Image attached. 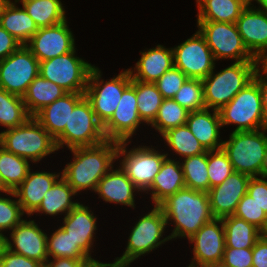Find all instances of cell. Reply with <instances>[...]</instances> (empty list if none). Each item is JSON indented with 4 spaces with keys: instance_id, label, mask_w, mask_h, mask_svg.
<instances>
[{
    "instance_id": "obj_27",
    "label": "cell",
    "mask_w": 267,
    "mask_h": 267,
    "mask_svg": "<svg viewBox=\"0 0 267 267\" xmlns=\"http://www.w3.org/2000/svg\"><path fill=\"white\" fill-rule=\"evenodd\" d=\"M186 187L181 161L166 157L152 185L145 191L151 194L153 204L159 206L169 196ZM152 190V191H151Z\"/></svg>"
},
{
    "instance_id": "obj_52",
    "label": "cell",
    "mask_w": 267,
    "mask_h": 267,
    "mask_svg": "<svg viewBox=\"0 0 267 267\" xmlns=\"http://www.w3.org/2000/svg\"><path fill=\"white\" fill-rule=\"evenodd\" d=\"M254 79L259 84L263 112L267 123V75L258 67Z\"/></svg>"
},
{
    "instance_id": "obj_18",
    "label": "cell",
    "mask_w": 267,
    "mask_h": 267,
    "mask_svg": "<svg viewBox=\"0 0 267 267\" xmlns=\"http://www.w3.org/2000/svg\"><path fill=\"white\" fill-rule=\"evenodd\" d=\"M9 236V239L5 236L4 244L11 252L37 260L42 265L50 259L47 253V234L34 220L24 219L11 230Z\"/></svg>"
},
{
    "instance_id": "obj_38",
    "label": "cell",
    "mask_w": 267,
    "mask_h": 267,
    "mask_svg": "<svg viewBox=\"0 0 267 267\" xmlns=\"http://www.w3.org/2000/svg\"><path fill=\"white\" fill-rule=\"evenodd\" d=\"M137 109L143 123L151 125L157 117L163 97L154 83L136 80Z\"/></svg>"
},
{
    "instance_id": "obj_49",
    "label": "cell",
    "mask_w": 267,
    "mask_h": 267,
    "mask_svg": "<svg viewBox=\"0 0 267 267\" xmlns=\"http://www.w3.org/2000/svg\"><path fill=\"white\" fill-rule=\"evenodd\" d=\"M252 267H267V237L264 234L252 248Z\"/></svg>"
},
{
    "instance_id": "obj_37",
    "label": "cell",
    "mask_w": 267,
    "mask_h": 267,
    "mask_svg": "<svg viewBox=\"0 0 267 267\" xmlns=\"http://www.w3.org/2000/svg\"><path fill=\"white\" fill-rule=\"evenodd\" d=\"M32 117L21 96L8 93L0 88V125L4 128H15Z\"/></svg>"
},
{
    "instance_id": "obj_50",
    "label": "cell",
    "mask_w": 267,
    "mask_h": 267,
    "mask_svg": "<svg viewBox=\"0 0 267 267\" xmlns=\"http://www.w3.org/2000/svg\"><path fill=\"white\" fill-rule=\"evenodd\" d=\"M21 45L11 34L0 26V61L7 58Z\"/></svg>"
},
{
    "instance_id": "obj_26",
    "label": "cell",
    "mask_w": 267,
    "mask_h": 267,
    "mask_svg": "<svg viewBox=\"0 0 267 267\" xmlns=\"http://www.w3.org/2000/svg\"><path fill=\"white\" fill-rule=\"evenodd\" d=\"M209 110L211 109L204 108L190 112L186 125L206 150H219L223 144L219 139V129L222 127L220 116L217 110H212V114Z\"/></svg>"
},
{
    "instance_id": "obj_45",
    "label": "cell",
    "mask_w": 267,
    "mask_h": 267,
    "mask_svg": "<svg viewBox=\"0 0 267 267\" xmlns=\"http://www.w3.org/2000/svg\"><path fill=\"white\" fill-rule=\"evenodd\" d=\"M187 78L188 77L180 69L173 66L154 84L161 93L163 99H170L176 95Z\"/></svg>"
},
{
    "instance_id": "obj_14",
    "label": "cell",
    "mask_w": 267,
    "mask_h": 267,
    "mask_svg": "<svg viewBox=\"0 0 267 267\" xmlns=\"http://www.w3.org/2000/svg\"><path fill=\"white\" fill-rule=\"evenodd\" d=\"M172 50L174 66L188 78L203 80L215 69L214 55L199 30Z\"/></svg>"
},
{
    "instance_id": "obj_9",
    "label": "cell",
    "mask_w": 267,
    "mask_h": 267,
    "mask_svg": "<svg viewBox=\"0 0 267 267\" xmlns=\"http://www.w3.org/2000/svg\"><path fill=\"white\" fill-rule=\"evenodd\" d=\"M106 140L90 101L84 97L70 113L64 131L55 139L57 149L94 146Z\"/></svg>"
},
{
    "instance_id": "obj_24",
    "label": "cell",
    "mask_w": 267,
    "mask_h": 267,
    "mask_svg": "<svg viewBox=\"0 0 267 267\" xmlns=\"http://www.w3.org/2000/svg\"><path fill=\"white\" fill-rule=\"evenodd\" d=\"M85 97V93H66L52 104L43 107L33 117L56 139L68 124L70 113Z\"/></svg>"
},
{
    "instance_id": "obj_20",
    "label": "cell",
    "mask_w": 267,
    "mask_h": 267,
    "mask_svg": "<svg viewBox=\"0 0 267 267\" xmlns=\"http://www.w3.org/2000/svg\"><path fill=\"white\" fill-rule=\"evenodd\" d=\"M248 51L259 60L267 52V14L246 6L235 22Z\"/></svg>"
},
{
    "instance_id": "obj_44",
    "label": "cell",
    "mask_w": 267,
    "mask_h": 267,
    "mask_svg": "<svg viewBox=\"0 0 267 267\" xmlns=\"http://www.w3.org/2000/svg\"><path fill=\"white\" fill-rule=\"evenodd\" d=\"M233 215L254 225L263 234L267 229V214L248 193L241 198Z\"/></svg>"
},
{
    "instance_id": "obj_22",
    "label": "cell",
    "mask_w": 267,
    "mask_h": 267,
    "mask_svg": "<svg viewBox=\"0 0 267 267\" xmlns=\"http://www.w3.org/2000/svg\"><path fill=\"white\" fill-rule=\"evenodd\" d=\"M60 174L62 173L31 172V169L29 170L27 177L14 190L25 214L28 216L33 215L40 206L44 194L62 176Z\"/></svg>"
},
{
    "instance_id": "obj_5",
    "label": "cell",
    "mask_w": 267,
    "mask_h": 267,
    "mask_svg": "<svg viewBox=\"0 0 267 267\" xmlns=\"http://www.w3.org/2000/svg\"><path fill=\"white\" fill-rule=\"evenodd\" d=\"M0 145L33 163L58 151L55 139L33 116L18 127L2 131Z\"/></svg>"
},
{
    "instance_id": "obj_56",
    "label": "cell",
    "mask_w": 267,
    "mask_h": 267,
    "mask_svg": "<svg viewBox=\"0 0 267 267\" xmlns=\"http://www.w3.org/2000/svg\"><path fill=\"white\" fill-rule=\"evenodd\" d=\"M202 267H229V266L225 265L223 262H217V263L207 264Z\"/></svg>"
},
{
    "instance_id": "obj_48",
    "label": "cell",
    "mask_w": 267,
    "mask_h": 267,
    "mask_svg": "<svg viewBox=\"0 0 267 267\" xmlns=\"http://www.w3.org/2000/svg\"><path fill=\"white\" fill-rule=\"evenodd\" d=\"M247 193L251 195L260 208L267 214V180L260 177H251Z\"/></svg>"
},
{
    "instance_id": "obj_4",
    "label": "cell",
    "mask_w": 267,
    "mask_h": 267,
    "mask_svg": "<svg viewBox=\"0 0 267 267\" xmlns=\"http://www.w3.org/2000/svg\"><path fill=\"white\" fill-rule=\"evenodd\" d=\"M258 62H234L215 74L211 71L203 82L206 108L219 111L249 84L258 69Z\"/></svg>"
},
{
    "instance_id": "obj_42",
    "label": "cell",
    "mask_w": 267,
    "mask_h": 267,
    "mask_svg": "<svg viewBox=\"0 0 267 267\" xmlns=\"http://www.w3.org/2000/svg\"><path fill=\"white\" fill-rule=\"evenodd\" d=\"M207 173L210 188L223 183L233 172V166L223 149L207 150Z\"/></svg>"
},
{
    "instance_id": "obj_39",
    "label": "cell",
    "mask_w": 267,
    "mask_h": 267,
    "mask_svg": "<svg viewBox=\"0 0 267 267\" xmlns=\"http://www.w3.org/2000/svg\"><path fill=\"white\" fill-rule=\"evenodd\" d=\"M181 166L187 188L201 192H208L210 190L207 173V151L199 155L184 158Z\"/></svg>"
},
{
    "instance_id": "obj_30",
    "label": "cell",
    "mask_w": 267,
    "mask_h": 267,
    "mask_svg": "<svg viewBox=\"0 0 267 267\" xmlns=\"http://www.w3.org/2000/svg\"><path fill=\"white\" fill-rule=\"evenodd\" d=\"M197 22L235 23L246 7L240 0H196Z\"/></svg>"
},
{
    "instance_id": "obj_34",
    "label": "cell",
    "mask_w": 267,
    "mask_h": 267,
    "mask_svg": "<svg viewBox=\"0 0 267 267\" xmlns=\"http://www.w3.org/2000/svg\"><path fill=\"white\" fill-rule=\"evenodd\" d=\"M161 136L173 153L182 157L181 161L183 158L199 155L207 151L186 124L171 128Z\"/></svg>"
},
{
    "instance_id": "obj_58",
    "label": "cell",
    "mask_w": 267,
    "mask_h": 267,
    "mask_svg": "<svg viewBox=\"0 0 267 267\" xmlns=\"http://www.w3.org/2000/svg\"><path fill=\"white\" fill-rule=\"evenodd\" d=\"M242 3H244L246 6H251L252 5V1H256V0H240Z\"/></svg>"
},
{
    "instance_id": "obj_47",
    "label": "cell",
    "mask_w": 267,
    "mask_h": 267,
    "mask_svg": "<svg viewBox=\"0 0 267 267\" xmlns=\"http://www.w3.org/2000/svg\"><path fill=\"white\" fill-rule=\"evenodd\" d=\"M0 267H43V265L37 260L15 254L4 247L0 255Z\"/></svg>"
},
{
    "instance_id": "obj_23",
    "label": "cell",
    "mask_w": 267,
    "mask_h": 267,
    "mask_svg": "<svg viewBox=\"0 0 267 267\" xmlns=\"http://www.w3.org/2000/svg\"><path fill=\"white\" fill-rule=\"evenodd\" d=\"M141 57L130 71L132 80L155 83L165 72L174 66L172 48L158 44L155 48L141 52Z\"/></svg>"
},
{
    "instance_id": "obj_46",
    "label": "cell",
    "mask_w": 267,
    "mask_h": 267,
    "mask_svg": "<svg viewBox=\"0 0 267 267\" xmlns=\"http://www.w3.org/2000/svg\"><path fill=\"white\" fill-rule=\"evenodd\" d=\"M222 262L229 267H252V248H225Z\"/></svg>"
},
{
    "instance_id": "obj_19",
    "label": "cell",
    "mask_w": 267,
    "mask_h": 267,
    "mask_svg": "<svg viewBox=\"0 0 267 267\" xmlns=\"http://www.w3.org/2000/svg\"><path fill=\"white\" fill-rule=\"evenodd\" d=\"M251 176L233 172L223 183L210 188V210L214 218L233 215L241 198L247 193Z\"/></svg>"
},
{
    "instance_id": "obj_15",
    "label": "cell",
    "mask_w": 267,
    "mask_h": 267,
    "mask_svg": "<svg viewBox=\"0 0 267 267\" xmlns=\"http://www.w3.org/2000/svg\"><path fill=\"white\" fill-rule=\"evenodd\" d=\"M142 123L137 109L136 80H132L124 89L115 112L103 125V132L106 140L126 142Z\"/></svg>"
},
{
    "instance_id": "obj_53",
    "label": "cell",
    "mask_w": 267,
    "mask_h": 267,
    "mask_svg": "<svg viewBox=\"0 0 267 267\" xmlns=\"http://www.w3.org/2000/svg\"><path fill=\"white\" fill-rule=\"evenodd\" d=\"M258 66L267 75V52L258 60Z\"/></svg>"
},
{
    "instance_id": "obj_10",
    "label": "cell",
    "mask_w": 267,
    "mask_h": 267,
    "mask_svg": "<svg viewBox=\"0 0 267 267\" xmlns=\"http://www.w3.org/2000/svg\"><path fill=\"white\" fill-rule=\"evenodd\" d=\"M130 142L118 143L117 160L119 157H123L120 161V167L143 193L152 185L164 159L168 157V153H161L153 147L144 145L127 150V143Z\"/></svg>"
},
{
    "instance_id": "obj_35",
    "label": "cell",
    "mask_w": 267,
    "mask_h": 267,
    "mask_svg": "<svg viewBox=\"0 0 267 267\" xmlns=\"http://www.w3.org/2000/svg\"><path fill=\"white\" fill-rule=\"evenodd\" d=\"M30 161L17 156L0 145V175L4 185L14 191L27 177Z\"/></svg>"
},
{
    "instance_id": "obj_55",
    "label": "cell",
    "mask_w": 267,
    "mask_h": 267,
    "mask_svg": "<svg viewBox=\"0 0 267 267\" xmlns=\"http://www.w3.org/2000/svg\"><path fill=\"white\" fill-rule=\"evenodd\" d=\"M9 191L10 190L4 185L1 175H0V193L3 192L7 195Z\"/></svg>"
},
{
    "instance_id": "obj_31",
    "label": "cell",
    "mask_w": 267,
    "mask_h": 267,
    "mask_svg": "<svg viewBox=\"0 0 267 267\" xmlns=\"http://www.w3.org/2000/svg\"><path fill=\"white\" fill-rule=\"evenodd\" d=\"M66 93L63 88L39 75L30 83L22 99L28 113L34 116L43 107L52 104Z\"/></svg>"
},
{
    "instance_id": "obj_6",
    "label": "cell",
    "mask_w": 267,
    "mask_h": 267,
    "mask_svg": "<svg viewBox=\"0 0 267 267\" xmlns=\"http://www.w3.org/2000/svg\"><path fill=\"white\" fill-rule=\"evenodd\" d=\"M166 226L163 210L160 206L154 205V208L142 216L132 228L122 256L114 259L113 263H108L107 267H129L131 262L141 255L149 254L165 244L170 240L169 236L163 237Z\"/></svg>"
},
{
    "instance_id": "obj_29",
    "label": "cell",
    "mask_w": 267,
    "mask_h": 267,
    "mask_svg": "<svg viewBox=\"0 0 267 267\" xmlns=\"http://www.w3.org/2000/svg\"><path fill=\"white\" fill-rule=\"evenodd\" d=\"M77 193L61 176L54 185L44 194L42 202L34 213L50 216L64 214L65 216L75 208L79 202L72 201Z\"/></svg>"
},
{
    "instance_id": "obj_40",
    "label": "cell",
    "mask_w": 267,
    "mask_h": 267,
    "mask_svg": "<svg viewBox=\"0 0 267 267\" xmlns=\"http://www.w3.org/2000/svg\"><path fill=\"white\" fill-rule=\"evenodd\" d=\"M189 111L173 98L163 99L157 117L151 124L162 135L167 130L186 124Z\"/></svg>"
},
{
    "instance_id": "obj_1",
    "label": "cell",
    "mask_w": 267,
    "mask_h": 267,
    "mask_svg": "<svg viewBox=\"0 0 267 267\" xmlns=\"http://www.w3.org/2000/svg\"><path fill=\"white\" fill-rule=\"evenodd\" d=\"M118 142H104L86 147L72 148V162L62 170V177L78 193L86 189L95 192L98 182L107 174L117 159Z\"/></svg>"
},
{
    "instance_id": "obj_54",
    "label": "cell",
    "mask_w": 267,
    "mask_h": 267,
    "mask_svg": "<svg viewBox=\"0 0 267 267\" xmlns=\"http://www.w3.org/2000/svg\"><path fill=\"white\" fill-rule=\"evenodd\" d=\"M256 2L260 5L257 9L267 14V0H256Z\"/></svg>"
},
{
    "instance_id": "obj_2",
    "label": "cell",
    "mask_w": 267,
    "mask_h": 267,
    "mask_svg": "<svg viewBox=\"0 0 267 267\" xmlns=\"http://www.w3.org/2000/svg\"><path fill=\"white\" fill-rule=\"evenodd\" d=\"M163 210L167 225H175L171 239H190L205 223L214 217L210 210L207 192L196 191L190 188L178 190L169 196L160 205Z\"/></svg>"
},
{
    "instance_id": "obj_3",
    "label": "cell",
    "mask_w": 267,
    "mask_h": 267,
    "mask_svg": "<svg viewBox=\"0 0 267 267\" xmlns=\"http://www.w3.org/2000/svg\"><path fill=\"white\" fill-rule=\"evenodd\" d=\"M266 132L267 128L232 132L229 140L223 141L222 149L235 172L251 177L262 176L267 162Z\"/></svg>"
},
{
    "instance_id": "obj_25",
    "label": "cell",
    "mask_w": 267,
    "mask_h": 267,
    "mask_svg": "<svg viewBox=\"0 0 267 267\" xmlns=\"http://www.w3.org/2000/svg\"><path fill=\"white\" fill-rule=\"evenodd\" d=\"M140 190L127 177L126 173L119 168L112 169L98 182L95 192L105 202L122 204L135 209L134 192Z\"/></svg>"
},
{
    "instance_id": "obj_28",
    "label": "cell",
    "mask_w": 267,
    "mask_h": 267,
    "mask_svg": "<svg viewBox=\"0 0 267 267\" xmlns=\"http://www.w3.org/2000/svg\"><path fill=\"white\" fill-rule=\"evenodd\" d=\"M17 1L6 0L0 9V26L11 34L20 44L25 45L38 27L27 11L17 7Z\"/></svg>"
},
{
    "instance_id": "obj_60",
    "label": "cell",
    "mask_w": 267,
    "mask_h": 267,
    "mask_svg": "<svg viewBox=\"0 0 267 267\" xmlns=\"http://www.w3.org/2000/svg\"><path fill=\"white\" fill-rule=\"evenodd\" d=\"M6 0H0V9Z\"/></svg>"
},
{
    "instance_id": "obj_11",
    "label": "cell",
    "mask_w": 267,
    "mask_h": 267,
    "mask_svg": "<svg viewBox=\"0 0 267 267\" xmlns=\"http://www.w3.org/2000/svg\"><path fill=\"white\" fill-rule=\"evenodd\" d=\"M75 53L76 48L67 54L40 62L39 75L67 93H85L88 76L94 65L75 56Z\"/></svg>"
},
{
    "instance_id": "obj_21",
    "label": "cell",
    "mask_w": 267,
    "mask_h": 267,
    "mask_svg": "<svg viewBox=\"0 0 267 267\" xmlns=\"http://www.w3.org/2000/svg\"><path fill=\"white\" fill-rule=\"evenodd\" d=\"M61 228L69 234L75 244L90 258L94 235L97 230V218L88 206L79 203L64 218Z\"/></svg>"
},
{
    "instance_id": "obj_36",
    "label": "cell",
    "mask_w": 267,
    "mask_h": 267,
    "mask_svg": "<svg viewBox=\"0 0 267 267\" xmlns=\"http://www.w3.org/2000/svg\"><path fill=\"white\" fill-rule=\"evenodd\" d=\"M47 253L50 258L64 257L83 259L84 261H97L99 267H107L108 265V263L90 259L61 227L55 230L50 237L47 235Z\"/></svg>"
},
{
    "instance_id": "obj_17",
    "label": "cell",
    "mask_w": 267,
    "mask_h": 267,
    "mask_svg": "<svg viewBox=\"0 0 267 267\" xmlns=\"http://www.w3.org/2000/svg\"><path fill=\"white\" fill-rule=\"evenodd\" d=\"M25 46L42 62L73 51L75 38L66 19L56 25L39 28Z\"/></svg>"
},
{
    "instance_id": "obj_12",
    "label": "cell",
    "mask_w": 267,
    "mask_h": 267,
    "mask_svg": "<svg viewBox=\"0 0 267 267\" xmlns=\"http://www.w3.org/2000/svg\"><path fill=\"white\" fill-rule=\"evenodd\" d=\"M215 60L234 59V62H258L248 51L235 23L197 22Z\"/></svg>"
},
{
    "instance_id": "obj_51",
    "label": "cell",
    "mask_w": 267,
    "mask_h": 267,
    "mask_svg": "<svg viewBox=\"0 0 267 267\" xmlns=\"http://www.w3.org/2000/svg\"><path fill=\"white\" fill-rule=\"evenodd\" d=\"M43 267H99L97 261H84L83 259L52 258L47 260Z\"/></svg>"
},
{
    "instance_id": "obj_8",
    "label": "cell",
    "mask_w": 267,
    "mask_h": 267,
    "mask_svg": "<svg viewBox=\"0 0 267 267\" xmlns=\"http://www.w3.org/2000/svg\"><path fill=\"white\" fill-rule=\"evenodd\" d=\"M101 75L98 67L91 68L85 97L90 101L97 120L104 125L115 112L123 91L131 83L132 77L128 69L106 82Z\"/></svg>"
},
{
    "instance_id": "obj_57",
    "label": "cell",
    "mask_w": 267,
    "mask_h": 267,
    "mask_svg": "<svg viewBox=\"0 0 267 267\" xmlns=\"http://www.w3.org/2000/svg\"><path fill=\"white\" fill-rule=\"evenodd\" d=\"M4 239H5V236L0 235V255H1V251H2L3 248L5 247Z\"/></svg>"
},
{
    "instance_id": "obj_7",
    "label": "cell",
    "mask_w": 267,
    "mask_h": 267,
    "mask_svg": "<svg viewBox=\"0 0 267 267\" xmlns=\"http://www.w3.org/2000/svg\"><path fill=\"white\" fill-rule=\"evenodd\" d=\"M221 126L236 124L233 132L267 128L258 82L253 79L219 111Z\"/></svg>"
},
{
    "instance_id": "obj_33",
    "label": "cell",
    "mask_w": 267,
    "mask_h": 267,
    "mask_svg": "<svg viewBox=\"0 0 267 267\" xmlns=\"http://www.w3.org/2000/svg\"><path fill=\"white\" fill-rule=\"evenodd\" d=\"M20 2L38 28L53 26L66 20L60 0H16Z\"/></svg>"
},
{
    "instance_id": "obj_59",
    "label": "cell",
    "mask_w": 267,
    "mask_h": 267,
    "mask_svg": "<svg viewBox=\"0 0 267 267\" xmlns=\"http://www.w3.org/2000/svg\"><path fill=\"white\" fill-rule=\"evenodd\" d=\"M262 177L265 179L267 178V162H266V166H265V169L263 171Z\"/></svg>"
},
{
    "instance_id": "obj_16",
    "label": "cell",
    "mask_w": 267,
    "mask_h": 267,
    "mask_svg": "<svg viewBox=\"0 0 267 267\" xmlns=\"http://www.w3.org/2000/svg\"><path fill=\"white\" fill-rule=\"evenodd\" d=\"M193 258L187 267H202L222 262L225 250V232L221 218H213L205 223L190 239Z\"/></svg>"
},
{
    "instance_id": "obj_32",
    "label": "cell",
    "mask_w": 267,
    "mask_h": 267,
    "mask_svg": "<svg viewBox=\"0 0 267 267\" xmlns=\"http://www.w3.org/2000/svg\"><path fill=\"white\" fill-rule=\"evenodd\" d=\"M225 232V248H253L262 232L234 215L221 218Z\"/></svg>"
},
{
    "instance_id": "obj_41",
    "label": "cell",
    "mask_w": 267,
    "mask_h": 267,
    "mask_svg": "<svg viewBox=\"0 0 267 267\" xmlns=\"http://www.w3.org/2000/svg\"><path fill=\"white\" fill-rule=\"evenodd\" d=\"M173 99L189 112L206 108L202 80L187 78Z\"/></svg>"
},
{
    "instance_id": "obj_13",
    "label": "cell",
    "mask_w": 267,
    "mask_h": 267,
    "mask_svg": "<svg viewBox=\"0 0 267 267\" xmlns=\"http://www.w3.org/2000/svg\"><path fill=\"white\" fill-rule=\"evenodd\" d=\"M39 60L21 45L0 61V88L23 97L30 83L39 76Z\"/></svg>"
},
{
    "instance_id": "obj_43",
    "label": "cell",
    "mask_w": 267,
    "mask_h": 267,
    "mask_svg": "<svg viewBox=\"0 0 267 267\" xmlns=\"http://www.w3.org/2000/svg\"><path fill=\"white\" fill-rule=\"evenodd\" d=\"M8 196L10 195L12 198L10 199L6 197H1L0 194V235H4V231L13 230L19 223H21L24 219L22 218L25 214L20 206L18 199L14 191H9Z\"/></svg>"
}]
</instances>
